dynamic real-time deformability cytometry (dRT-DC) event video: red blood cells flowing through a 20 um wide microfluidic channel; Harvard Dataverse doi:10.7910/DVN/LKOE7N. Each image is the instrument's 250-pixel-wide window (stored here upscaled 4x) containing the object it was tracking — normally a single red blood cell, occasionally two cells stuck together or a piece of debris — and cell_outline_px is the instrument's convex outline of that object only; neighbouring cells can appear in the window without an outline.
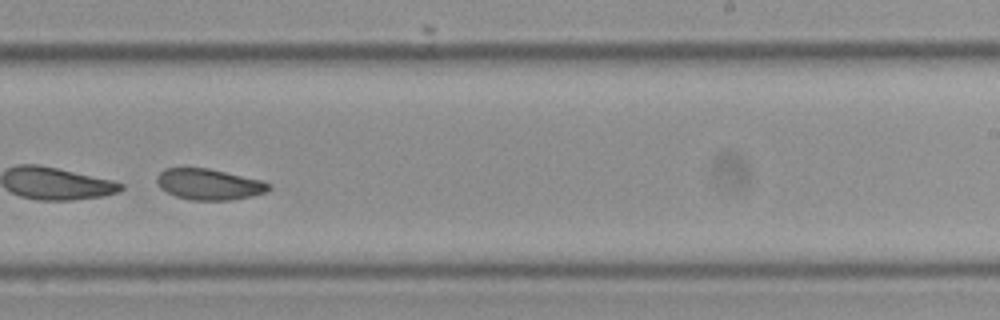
{"species": "Egyptian fruit bat (a non-hibernating species)", "species_latin": "Rousettus aegyptiacus", "temperature_condition": "cold", "stored_images_in_passage": 55, "segment_of_instrument_passage": [2, 2], "camera_frame_rate_fps": 3000, "um_per_image_px": 0.085, "frame": {"image": 1, "passage_image": 35, "time_ms": 11.333, "image_size_px": [1000, 320], "cell_outline_px": [[272, 188], [264, 192], [252, 196], [232, 200], [192, 200], [176, 196], [160, 188], [156, 184], [156, 176], [164, 168], [208, 168], [260, 180], [272, 184]], "centroid_in_image_um": [17.75, 15.67], "position_along_channel_um": 271.3, "area_um2": 20.17}}